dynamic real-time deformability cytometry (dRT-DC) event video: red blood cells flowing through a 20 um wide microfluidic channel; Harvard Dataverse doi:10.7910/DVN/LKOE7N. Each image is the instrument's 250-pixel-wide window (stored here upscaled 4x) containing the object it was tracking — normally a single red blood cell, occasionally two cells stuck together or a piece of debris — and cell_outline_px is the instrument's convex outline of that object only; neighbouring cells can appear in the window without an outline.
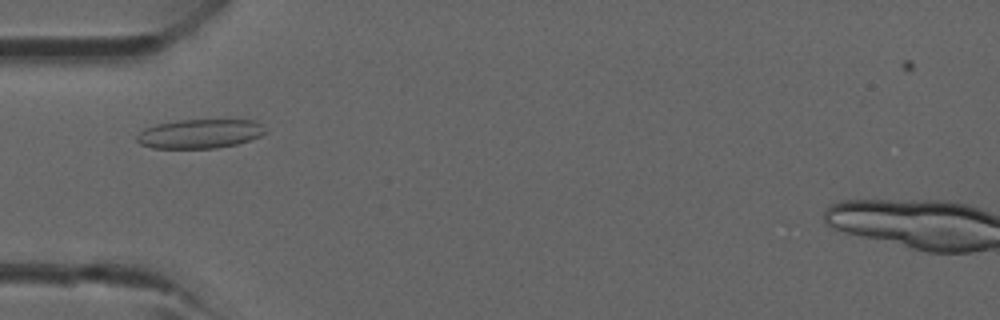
{"species": "common noctule bat (a hibernating species)", "species_latin": "Nyctalus noctula", "temperature_condition": "room temperature", "stored_images_in_passage": 5, "camera_frame_rate_fps": 3000, "um_per_image_px": 0.085, "animal": {"sex": "male", "forearm_length_mm": 52.5}, "frame": {"image": 1, "passage_image": 4, "time_ms": 3.333, "image_size_px": [1000, 320], "cell_outline_px": [[268, 132], [260, 136], [236, 144], [216, 148], [152, 148], [140, 144], [136, 140], [136, 136], [144, 128], [156, 124], [180, 120], [252, 120], [260, 124]], "centroid_in_image_um": [16.95, 11.37], "position_along_channel_um": 68.0, "area_um2": 21.73}}
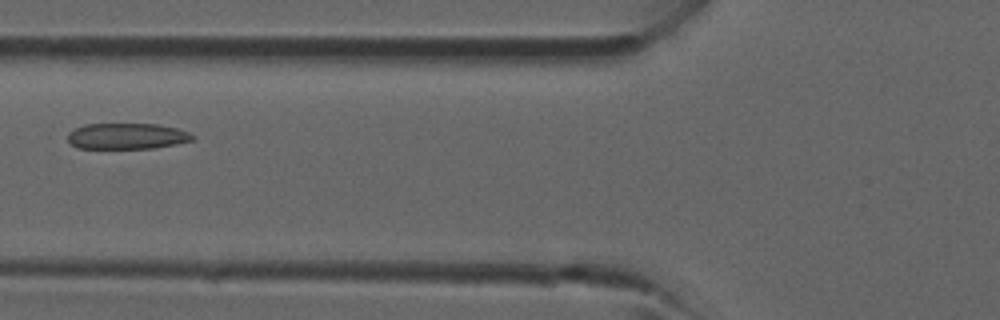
{"frame": {"image": 2, "passage_image": 5, "time_ms": 4.333, "image_size_px": [1000, 320], "cell_outline_px": [[196, 136], [192, 140], [176, 144], [152, 148], [76, 148], [68, 140], [68, 132], [84, 124], [156, 124], [176, 128], [188, 132]], "centroid_in_image_um": [10.78, 11.57], "position_along_channel_um": 115.0, "area_um2": 18.79}}